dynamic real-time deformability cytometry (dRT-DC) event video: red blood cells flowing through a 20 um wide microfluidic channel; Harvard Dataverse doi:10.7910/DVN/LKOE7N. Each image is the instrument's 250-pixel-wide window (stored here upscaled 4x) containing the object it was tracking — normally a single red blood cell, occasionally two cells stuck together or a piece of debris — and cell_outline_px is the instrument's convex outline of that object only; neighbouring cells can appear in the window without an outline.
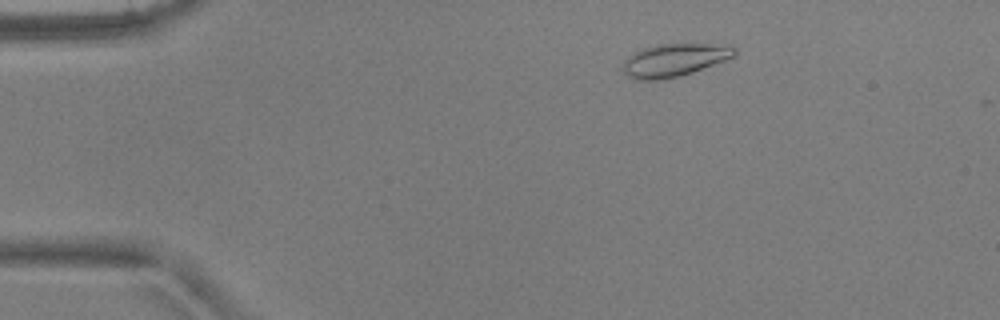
{"species": "common noctule bat (a hibernating species)", "species_latin": "Nyctalus noctula", "temperature_condition": "warm", "stored_images_in_passage": 4, "camera_frame_rate_fps": 3000, "um_per_image_px": 0.085, "animal": {"sex": "male", "body_mass_g": 17.9, "forearm_length_mm": 54.2}, "frame": {"image": 1, "passage_image": 2, "time_ms": 0.333, "image_size_px": [1000, 320], "cell_outline_px": [[736, 56], [692, 72], [680, 76], [660, 80], [636, 80], [628, 76], [620, 68], [628, 56], [644, 48], [656, 44], [708, 44], [736, 48]], "centroid_in_image_um": [57.26, 5.12], "position_along_channel_um": 27.7, "area_um2": 21.15}}